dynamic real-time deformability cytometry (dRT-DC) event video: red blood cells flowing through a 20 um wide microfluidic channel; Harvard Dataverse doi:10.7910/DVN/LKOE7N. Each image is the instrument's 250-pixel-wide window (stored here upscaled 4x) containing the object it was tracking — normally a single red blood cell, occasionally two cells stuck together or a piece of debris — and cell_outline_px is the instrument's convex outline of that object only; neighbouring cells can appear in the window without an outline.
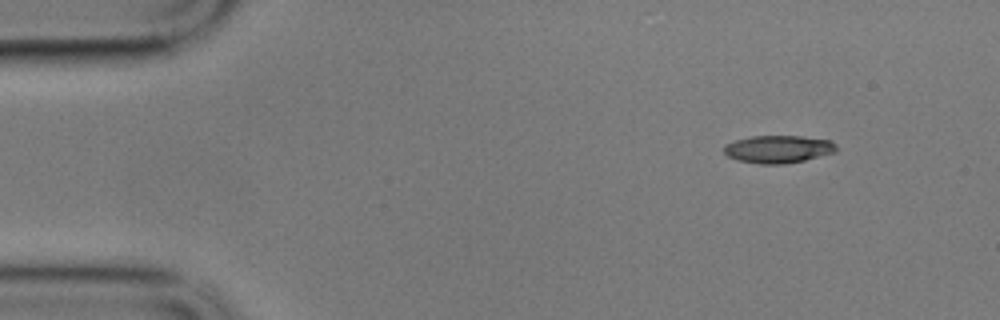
{"species": "common noctule bat (a hibernating species)", "species_latin": "Nyctalus noctula", "temperature_condition": "cold", "stored_images_in_passage": 53, "camera_frame_rate_fps": 3000, "um_per_image_px": 0.085, "animal": {"sex": "male", "body_mass_g": 17.9}, "frame": {"image": 1, "passage_image": 1, "time_ms": 0.0, "image_size_px": [1000, 320], "cell_outline_px": [[836, 152], [804, 160], [784, 164], [760, 164], [736, 160], [728, 156], [724, 152], [724, 144], [736, 140], [752, 136], [800, 136], [828, 140], [836, 144]], "centroid_in_image_um": [66.12, 12.68], "position_along_channel_um": 18.9, "area_um2": 18.03}}
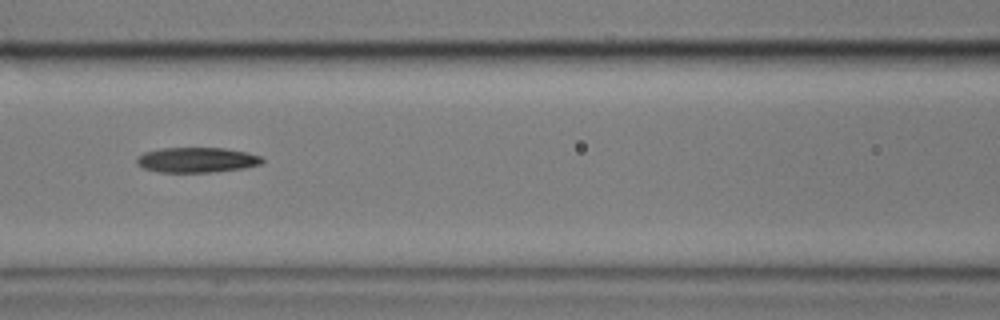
{"frame": {"image": 2, "passage_image": 20, "time_ms": 6.333, "image_size_px": [1000, 320], "cell_outline_px": [[264, 160], [260, 164], [244, 168], [208, 172], [160, 172], [144, 168], [136, 164], [136, 156], [144, 152], [160, 148], [224, 148], [248, 152], [260, 156]], "centroid_in_image_um": [16.69, 13.58], "position_along_channel_um": 149.9, "area_um2": 18.38}}
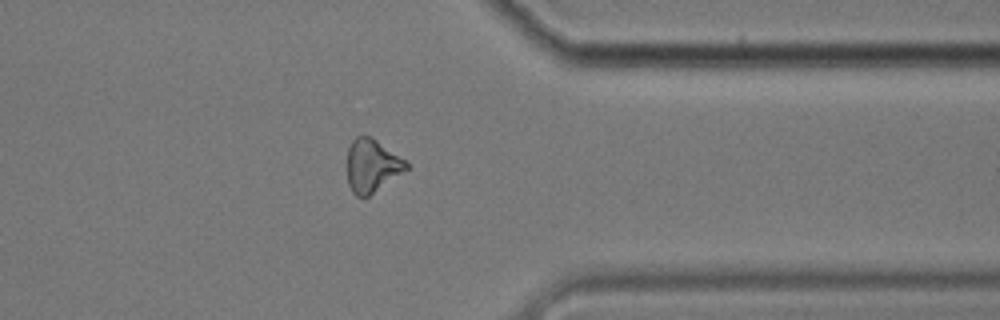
{"frame": {"image": 3, "passage_image": 41, "time_ms": 13.333, "image_size_px": [1000, 320], "cell_outline_px": [[408, 168], [368, 196], [356, 196], [352, 192], [348, 184], [348, 148], [352, 140], [356, 136], [372, 136], [408, 160]], "centroid_in_image_um": [31.63, 14.04], "position_along_channel_um": 379.8, "area_um2": 18.26}, "authors_computed_cell_mechanics": {"area_um2": 18.7272, "velocity_mm_per_s": 3.4138, "shape_relaxation_time_tau1_ms": 6.0782, "shape_relaxation_time_tau2_ms": 9.7871, "deformation_change_tau1": 0.1541, "deformation_change_tau2": 0.2274}}